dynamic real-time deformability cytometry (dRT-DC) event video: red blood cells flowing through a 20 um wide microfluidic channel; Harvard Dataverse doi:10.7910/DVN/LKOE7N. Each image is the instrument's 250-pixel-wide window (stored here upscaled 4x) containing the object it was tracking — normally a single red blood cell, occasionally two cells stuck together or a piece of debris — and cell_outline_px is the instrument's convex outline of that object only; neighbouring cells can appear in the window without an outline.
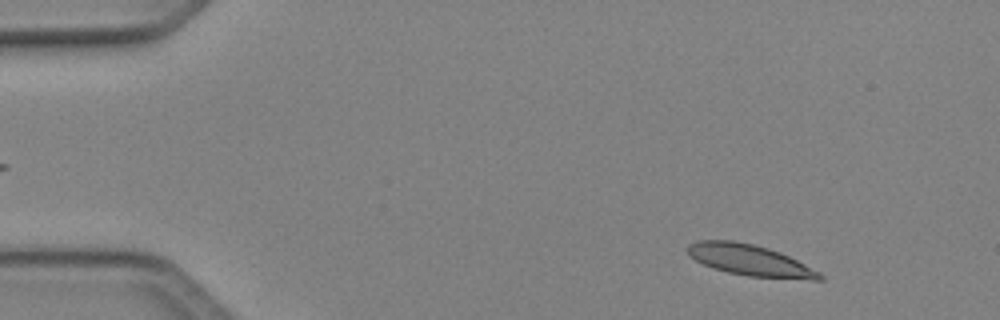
{"species": "Egyptian fruit bat (a non-hibernating species)", "species_latin": "Rousettus aegyptiacus", "temperature_condition": "cold", "stored_images_in_passage": 47, "camera_frame_rate_fps": 3000, "um_per_image_px": 0.085, "animal": {"sex": "female"}, "frame": {"image": 1, "passage_image": 4, "time_ms": 1.0, "image_size_px": [1000, 320], "cell_outline_px": [[824, 280], [812, 280], [748, 276], [728, 272], [704, 264], [688, 256], [688, 244], [696, 240], [732, 240], [752, 244], [768, 248], [780, 252], [820, 272], [824, 276]], "centroid_in_image_um": [63.75, 22.11], "position_along_channel_um": 21.2, "area_um2": 23.81}}
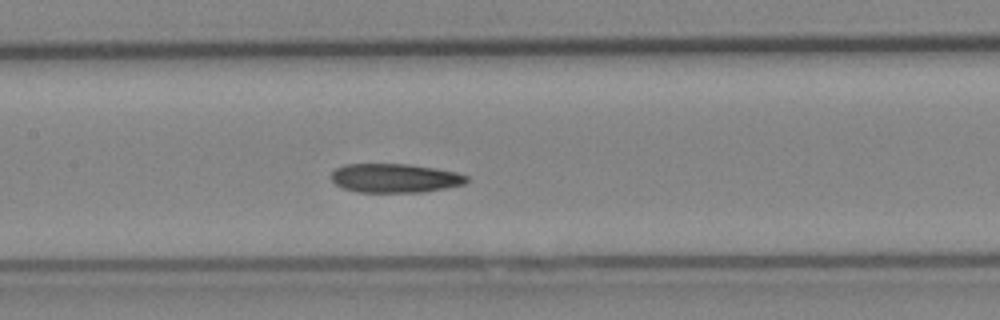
{"frame": {"image": 2, "passage_image": 22, "time_ms": 7.0, "image_size_px": [1000, 320], "cell_outline_px": [[468, 180], [464, 184], [444, 188], [420, 192], [360, 192], [344, 188], [336, 184], [332, 180], [332, 172], [336, 168], [344, 164], [408, 164], [436, 168], [456, 172], [468, 176]], "centroid_in_image_um": [33.57, 15.13], "position_along_channel_um": 173.8, "area_um2": 22.72}}
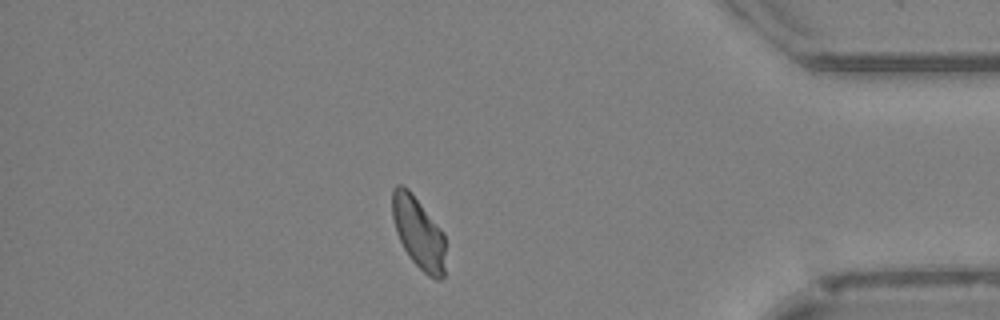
{"frame": {"image": 3, "passage_image": 41, "time_ms": 13.333, "image_size_px": [1000, 320], "cell_outline_px": [[444, 276], [440, 280], [436, 280], [428, 276], [408, 256], [396, 232], [392, 216], [392, 188], [396, 184], [404, 184], [412, 192], [444, 232]], "centroid_in_image_um": [35.56, 19.74], "position_along_channel_um": 399.6, "area_um2": 22.37}, "authors_computed_cell_mechanics": {"area_um2": 23.2356, "velocity_mm_per_s": 4.0933, "shape_relaxation_time_tau1_ms": null, "shape_relaxation_time_tau2_ms": 2.9163, "deformation_change_tau1": null, "deformation_change_tau2": 0.0774}}